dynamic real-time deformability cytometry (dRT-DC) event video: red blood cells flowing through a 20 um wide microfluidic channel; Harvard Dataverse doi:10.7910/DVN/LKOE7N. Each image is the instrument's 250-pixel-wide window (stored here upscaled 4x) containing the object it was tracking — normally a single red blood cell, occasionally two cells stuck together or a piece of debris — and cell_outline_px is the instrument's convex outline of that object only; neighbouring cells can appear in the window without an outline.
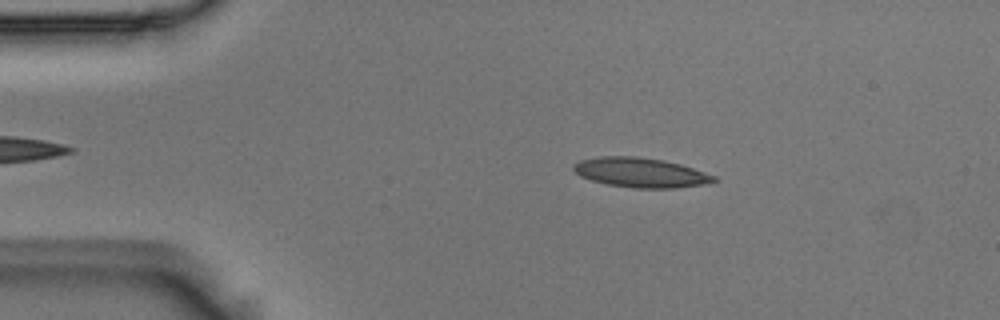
{"species": "Egyptian fruit bat (a non-hibernating species)", "species_latin": "Rousettus aegyptiacus", "temperature_condition": "room temperature", "stored_images_in_passage": 46, "camera_frame_rate_fps": 3000, "um_per_image_px": 0.085, "animal": {"sex": "male"}, "frame": {"image": 1, "passage_image": 9, "time_ms": 2.667, "image_size_px": [1000, 320], "cell_outline_px": [[716, 180], [700, 184], [672, 188], [636, 188], [608, 184], [592, 180], [580, 176], [572, 168], [572, 164], [580, 160], [600, 156], [636, 156], [664, 160], [680, 164], [716, 176]], "centroid_in_image_um": [54.39, 14.65], "position_along_channel_um": 30.6, "area_um2": 23.93}}
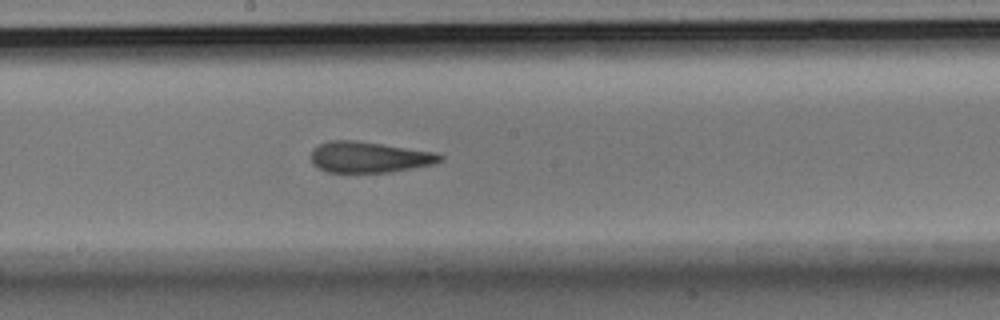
{"frame": {"image": 2, "passage_image": 28, "time_ms": 9.0, "image_size_px": [1000, 320], "cell_outline_px": [[444, 156], [436, 164], [388, 172], [328, 172], [312, 164], [312, 148], [328, 140], [356, 140], [432, 152]], "centroid_in_image_um": [31.34, 13.35], "position_along_channel_um": 216.9, "area_um2": 23.0}}
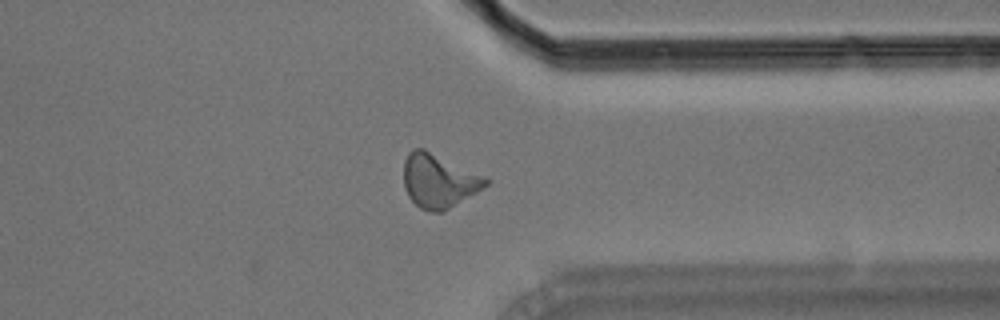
{"frame": {"image": 3, "passage_image": 41, "time_ms": 13.333, "image_size_px": [1000, 320], "cell_outline_px": [[488, 184], [484, 188], [444, 212], [428, 212], [420, 208], [408, 196], [404, 188], [404, 160], [408, 152], [412, 148], [424, 148], [488, 176]], "centroid_in_image_um": [37.32, 15.36], "position_along_channel_um": 374.1, "area_um2": 26.3}, "authors_computed_cell_mechanics": {"area_um2": 23.2934, "velocity_mm_per_s": 3.7038, "shape_relaxation_time_tau1_ms": 4.2251, "shape_relaxation_time_tau2_ms": 2.0479, "deformation_change_tau1": 0.1726, "deformation_change_tau2": 0.1289}}